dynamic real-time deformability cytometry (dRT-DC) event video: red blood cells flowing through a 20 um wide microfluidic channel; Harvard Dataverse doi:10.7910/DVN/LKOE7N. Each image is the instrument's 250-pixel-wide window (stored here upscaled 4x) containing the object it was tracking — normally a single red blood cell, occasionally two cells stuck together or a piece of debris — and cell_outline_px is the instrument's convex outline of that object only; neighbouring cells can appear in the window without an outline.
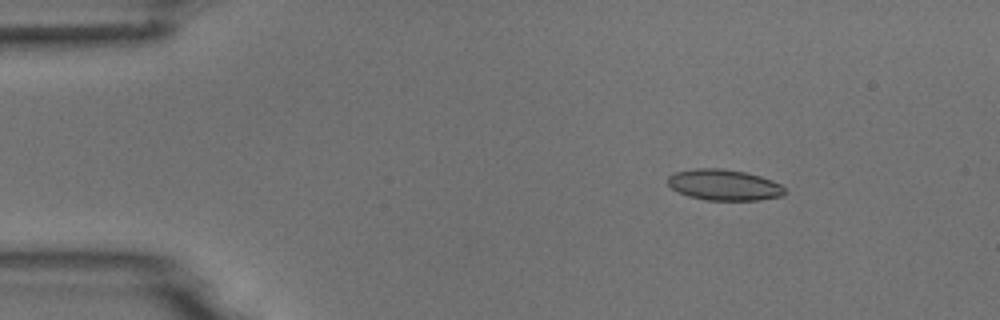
{"species": "common noctule bat (a hibernating species)", "species_latin": "Nyctalus noctula", "temperature_condition": "room temperature", "stored_images_in_passage": 4, "camera_frame_rate_fps": 3000, "um_per_image_px": 0.085, "animal": {"sex": "male", "body_mass_g": 18.8}, "frame": {"image": 1, "passage_image": 2, "time_ms": 1.0, "image_size_px": [1000, 320], "cell_outline_px": [[784, 196], [760, 200], [704, 200], [688, 196], [672, 188], [668, 184], [668, 176], [676, 172], [696, 168], [724, 168], [744, 172], [760, 176], [772, 180], [780, 184], [784, 188]], "centroid_in_image_um": [61.55, 15.72], "position_along_channel_um": 23.4, "area_um2": 21.1}}